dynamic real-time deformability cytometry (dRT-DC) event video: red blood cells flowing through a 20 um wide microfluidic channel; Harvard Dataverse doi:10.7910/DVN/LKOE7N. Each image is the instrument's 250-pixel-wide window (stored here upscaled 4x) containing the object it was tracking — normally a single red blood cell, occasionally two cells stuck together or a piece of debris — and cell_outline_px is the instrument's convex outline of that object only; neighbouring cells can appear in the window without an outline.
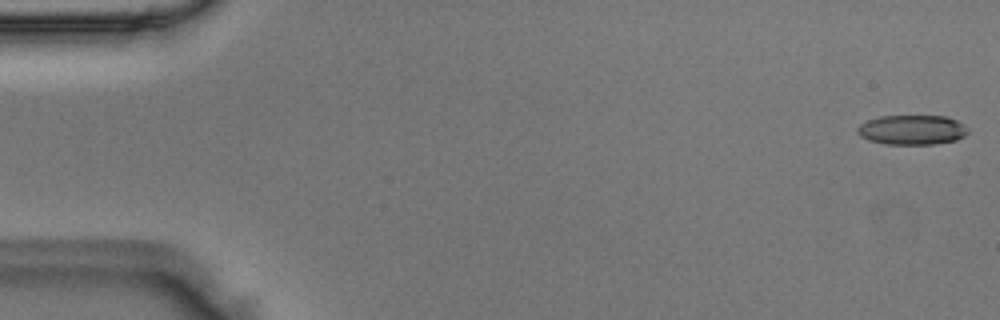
{"species": "Egyptian fruit bat (a non-hibernating species)", "species_latin": "Rousettus aegyptiacus", "temperature_condition": "room temperature", "stored_images_in_passage": 49, "camera_frame_rate_fps": 3000, "um_per_image_px": 0.085, "animal": {"sex": "male"}, "frame": {"image": 1, "passage_image": 1, "time_ms": 0.0, "image_size_px": [1000, 320], "cell_outline_px": [[968, 132], [964, 136], [956, 140], [936, 144], [884, 144], [868, 140], [860, 136], [856, 132], [856, 128], [860, 124], [868, 120], [880, 116], [944, 116], [956, 120], [964, 124], [968, 128]], "centroid_in_image_um": [77.51, 11.04], "position_along_channel_um": 7.5, "area_um2": 19.25}}
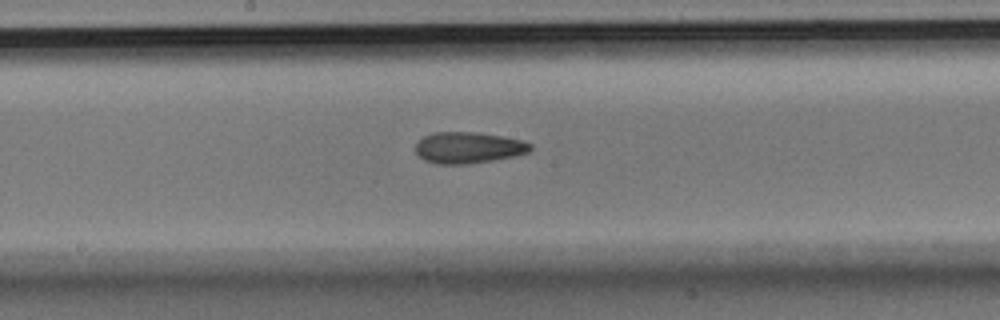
{"frame": {"image": 2, "passage_image": 27, "time_ms": 8.667, "image_size_px": [1000, 320], "cell_outline_px": [[532, 148], [528, 152], [516, 156], [468, 164], [436, 164], [424, 160], [416, 152], [416, 144], [424, 136], [436, 132], [476, 132], [524, 140], [532, 144]], "centroid_in_image_um": [39.83, 12.55], "position_along_channel_um": 208.4, "area_um2": 20.92}}
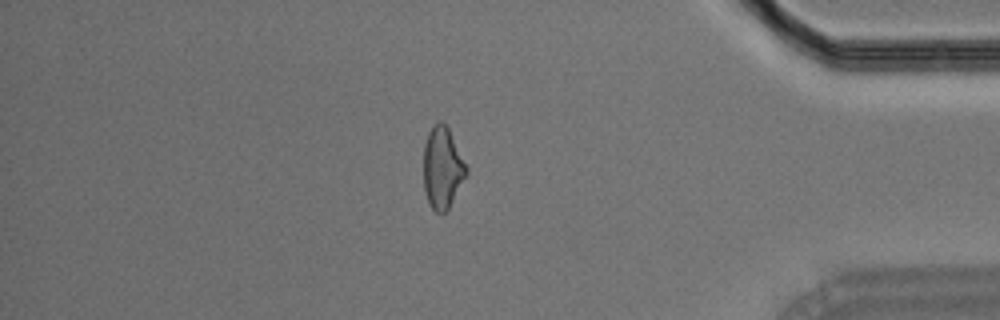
{"frame": {"image": 3, "passage_image": 44, "time_ms": 14.333, "image_size_px": [1000, 320], "cell_outline_px": [[468, 172], [448, 208], [444, 212], [436, 212], [428, 204], [424, 188], [424, 144], [428, 132], [432, 124], [440, 120], [448, 128], [468, 168]], "centroid_in_image_um": [37.59, 14.24], "position_along_channel_um": 397.6, "area_um2": 20.17}}